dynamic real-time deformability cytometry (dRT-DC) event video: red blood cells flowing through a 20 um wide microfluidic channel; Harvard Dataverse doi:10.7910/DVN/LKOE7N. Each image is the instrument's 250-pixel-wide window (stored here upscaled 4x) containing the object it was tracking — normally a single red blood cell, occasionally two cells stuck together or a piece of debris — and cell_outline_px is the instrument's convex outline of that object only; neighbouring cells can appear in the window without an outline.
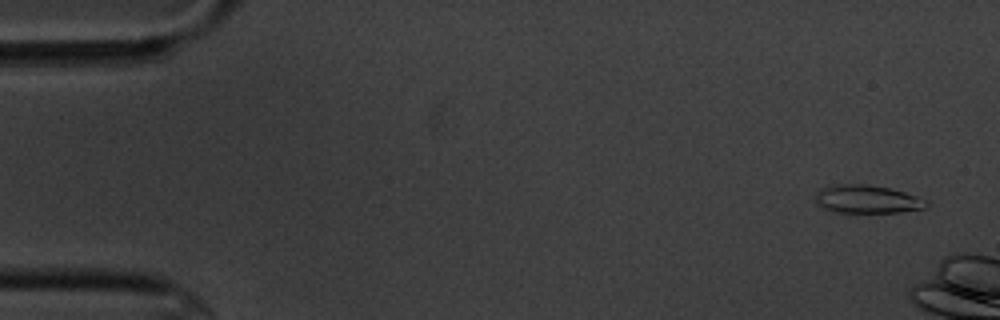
{"species": "common noctule bat (a hibernating species)", "species_latin": "Nyctalus noctula", "temperature_condition": "cold", "stored_images_in_passage": 3, "camera_frame_rate_fps": 3000, "um_per_image_px": 0.085, "animal": {"sex": "male", "body_mass_g": 20.1, "forearm_length_mm": 53.5}, "frame": {"image": 1, "passage_image": 1, "time_ms": 0.0, "image_size_px": [1000, 320], "cell_outline_px": [[928, 204], [924, 208], [900, 212], [832, 212], [816, 204], [816, 192], [820, 188], [836, 184], [868, 184], [888, 188], [904, 192], [928, 200]], "centroid_in_image_um": [73.67, 16.93], "position_along_channel_um": 11.3, "area_um2": 18.21}}